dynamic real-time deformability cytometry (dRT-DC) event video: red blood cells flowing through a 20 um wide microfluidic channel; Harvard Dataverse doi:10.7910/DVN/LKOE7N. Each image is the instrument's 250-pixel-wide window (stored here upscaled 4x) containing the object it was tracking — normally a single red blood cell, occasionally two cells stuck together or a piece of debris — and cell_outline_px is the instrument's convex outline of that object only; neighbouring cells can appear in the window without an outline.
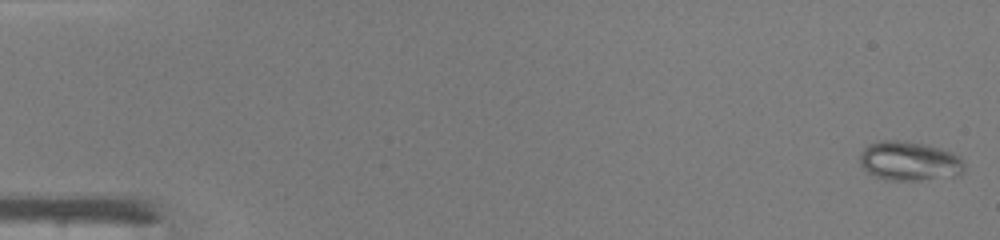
{"species": "common noctule bat (a hibernating species)", "species_latin": "Nyctalus noctula", "temperature_condition": "warm", "stored_images_in_passage": 47, "camera_frame_rate_fps": 3000, "um_per_image_px": 0.085, "animal": {"sex": "male", "body_mass_g": 19.0, "forearm_length_mm": 50.8}, "frame": {"image": 1, "passage_image": 1, "time_ms": 0.0, "image_size_px": [1000, 240], "cell_outline_px": [[964, 172], [956, 176], [920, 180], [888, 180], [876, 176], [868, 172], [860, 164], [860, 152], [868, 144], [880, 140], [908, 140], [940, 148], [952, 152], [960, 156], [964, 164]], "centroid_in_image_um": [77.3, 13.68], "position_along_channel_um": 7.7, "area_um2": 24.16}}
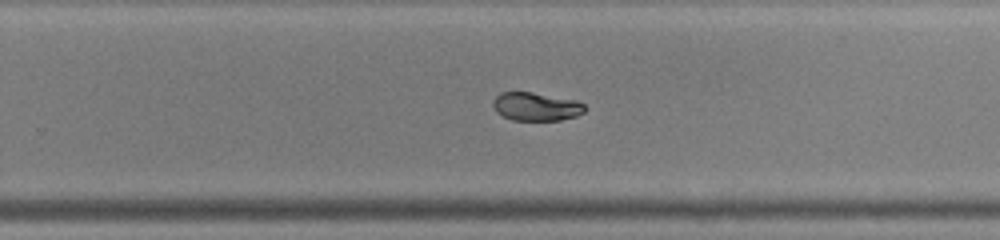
{"frame": {"image": 2, "passage_image": 31, "time_ms": 10.0, "image_size_px": [1000, 240], "cell_outline_px": [[584, 112], [576, 116], [560, 120], [512, 120], [496, 112], [492, 104], [492, 100], [500, 92], [532, 92], [576, 100], [584, 104]], "centroid_in_image_um": [45.54, 9.05], "position_along_channel_um": 284.3, "area_um2": 15.14}}
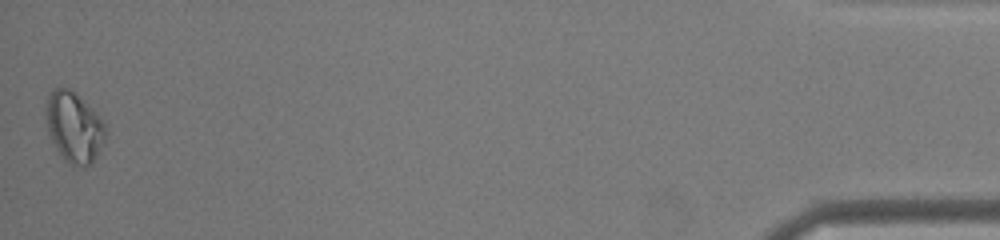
{"frame": {"image": 3, "passage_image": 47, "time_ms": 15.333, "image_size_px": [1000, 240], "cell_outline_px": [[104, 140], [92, 164], [84, 168], [68, 164], [64, 160], [56, 148], [52, 140], [48, 128], [48, 96], [52, 88], [68, 88], [92, 108], [104, 120]], "centroid_in_image_um": [6.32, 10.85], "position_along_channel_um": 428.9, "area_um2": 23.87}, "authors_computed_cell_mechanics": {"area_um2": 17.5712, "velocity_mm_per_s": 4.3481, "shape_relaxation_time_tau1_ms": 4.7522, "shape_relaxation_time_tau2_ms": null, "deformation_change_tau1": 0.1749, "deformation_change_tau2": null}}